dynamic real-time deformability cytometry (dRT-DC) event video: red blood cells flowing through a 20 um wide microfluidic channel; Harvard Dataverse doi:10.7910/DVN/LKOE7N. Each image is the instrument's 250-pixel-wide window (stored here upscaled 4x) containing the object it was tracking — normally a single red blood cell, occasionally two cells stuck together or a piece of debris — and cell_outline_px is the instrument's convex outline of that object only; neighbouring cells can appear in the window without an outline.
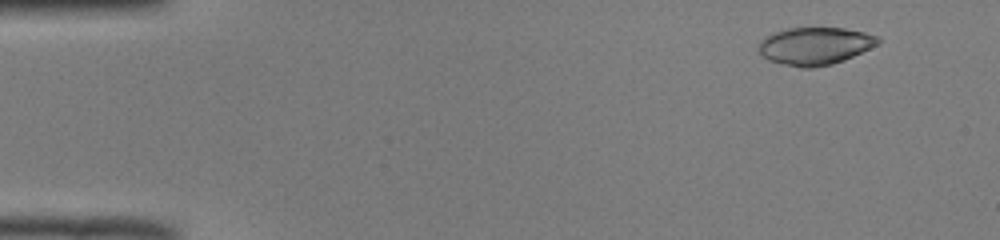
{"species": "common noctule bat (a hibernating species)", "species_latin": "Nyctalus noctula", "temperature_condition": "room temperature", "stored_images_in_passage": 52, "camera_frame_rate_fps": 3000, "um_per_image_px": 0.085, "animal": {"sex": "male", "body_mass_g": 19.0, "forearm_length_mm": 50.8}, "frame": {"image": 1, "passage_image": 5, "time_ms": 1.333, "image_size_px": [1000, 240], "cell_outline_px": [[880, 44], [844, 60], [832, 64], [812, 68], [800, 68], [768, 60], [760, 56], [760, 44], [768, 36], [776, 32], [788, 28], [844, 28], [864, 32], [880, 36]], "centroid_in_image_um": [69.33, 3.92], "position_along_channel_um": 15.7, "area_um2": 26.01}}
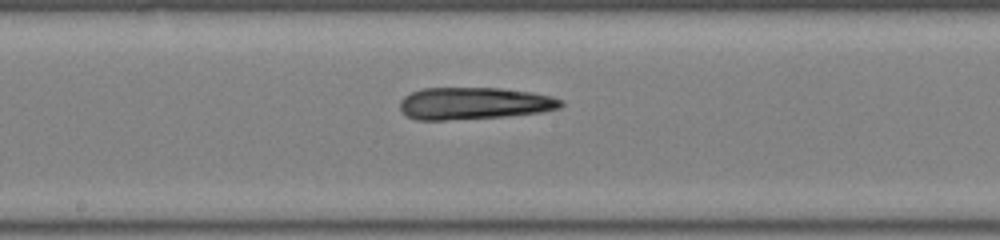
{"frame": {"image": 2, "passage_image": 28, "time_ms": 9.0, "image_size_px": [1000, 240], "cell_outline_px": [[564, 104], [560, 108], [540, 112], [508, 116], [444, 120], [416, 120], [408, 116], [400, 108], [400, 100], [404, 96], [412, 92], [424, 88], [500, 88], [532, 92], [552, 96], [564, 100]], "centroid_in_image_um": [40.32, 8.78], "position_along_channel_um": 207.9, "area_um2": 30.17}}
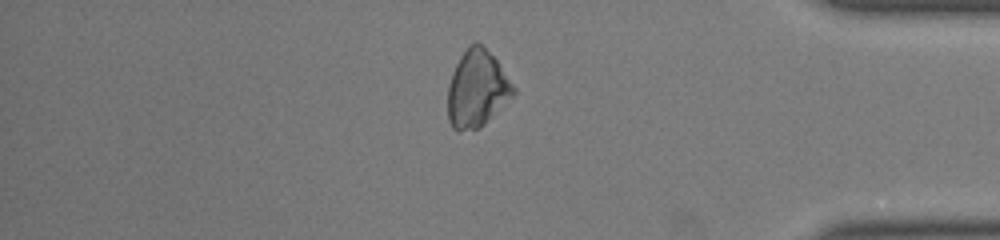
{"frame": {"image": 3, "passage_image": 44, "time_ms": 14.333, "image_size_px": [1000, 240], "cell_outline_px": [[516, 92], [480, 128], [460, 132], [456, 132], [452, 128], [448, 120], [448, 84], [452, 72], [460, 56], [468, 44], [476, 40], [496, 60], [516, 88]], "centroid_in_image_um": [40.51, 7.56], "position_along_channel_um": 394.7, "area_um2": 29.36}, "authors_computed_cell_mechanics": {"area_um2": 29.4202, "velocity_mm_per_s": 3.9845, "shape_relaxation_time_tau1_ms": null, "shape_relaxation_time_tau2_ms": 3.1457, "deformation_change_tau1": null, "deformation_change_tau2": 0.1474}}